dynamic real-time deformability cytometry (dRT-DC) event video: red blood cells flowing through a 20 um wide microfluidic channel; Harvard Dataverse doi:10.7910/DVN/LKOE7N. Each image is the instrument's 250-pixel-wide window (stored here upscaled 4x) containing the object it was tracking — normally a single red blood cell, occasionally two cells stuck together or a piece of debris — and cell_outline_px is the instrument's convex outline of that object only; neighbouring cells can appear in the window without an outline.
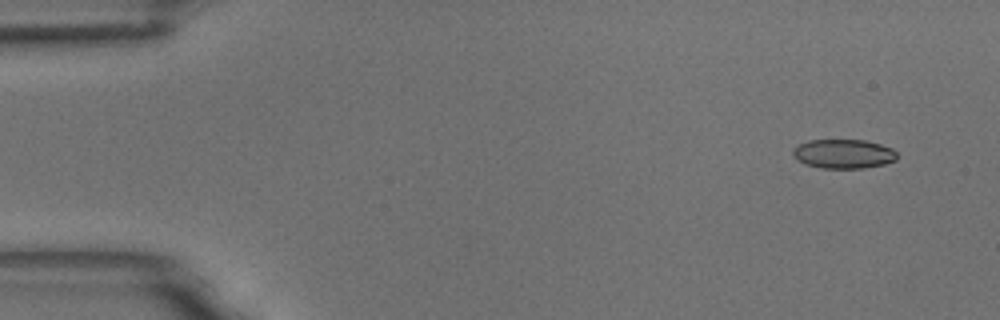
{"species": "common noctule bat (a hibernating species)", "species_latin": "Nyctalus noctula", "temperature_condition": "room temperature", "stored_images_in_passage": 4, "camera_frame_rate_fps": 3000, "um_per_image_px": 0.085, "animal": {"sex": "male", "body_mass_g": 18.8}, "frame": {"image": 1, "passage_image": 1, "time_ms": 0.0, "image_size_px": [1000, 320], "cell_outline_px": [[896, 160], [884, 164], [864, 168], [820, 168], [804, 164], [796, 160], [792, 156], [792, 152], [800, 144], [808, 140], [864, 140], [880, 144], [892, 148], [896, 152]], "centroid_in_image_um": [71.68, 13.08], "position_along_channel_um": 13.3, "area_um2": 17.74}}